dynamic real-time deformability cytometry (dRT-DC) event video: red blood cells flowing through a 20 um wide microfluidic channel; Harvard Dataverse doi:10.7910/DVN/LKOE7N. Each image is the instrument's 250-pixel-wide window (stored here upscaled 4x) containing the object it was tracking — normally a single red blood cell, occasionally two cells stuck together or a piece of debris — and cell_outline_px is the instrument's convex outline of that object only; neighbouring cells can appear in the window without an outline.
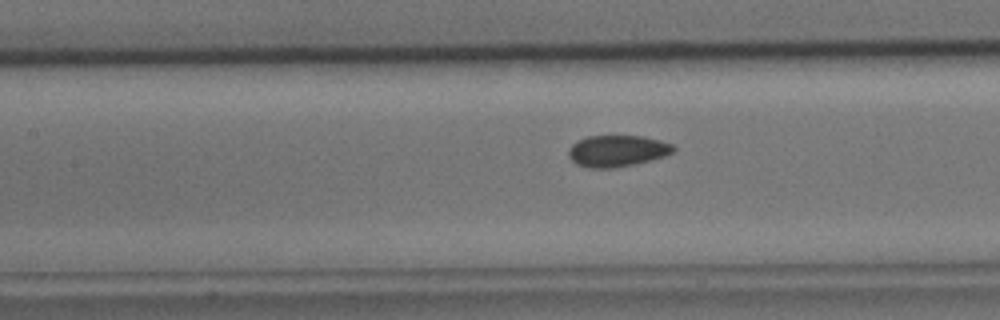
{"species": "common noctule bat (a hibernating species)", "species_latin": "Nyctalus noctula", "temperature_condition": "cold", "stored_images_in_passage": 24, "camera_frame_rate_fps": 3000, "um_per_image_px": 0.085, "animal": {"sex": "male", "body_mass_g": 15.6}, "frame": {"image": 1, "passage_image": 13, "time_ms": 4.0, "image_size_px": [1000, 320], "cell_outline_px": [[676, 148], [672, 152], [664, 156], [652, 160], [636, 164], [612, 168], [588, 168], [576, 164], [568, 156], [568, 148], [572, 144], [588, 136], [644, 136], [660, 140], [672, 144]], "centroid_in_image_um": [52.46, 12.83], "position_along_channel_um": 154.9, "area_um2": 19.31}}
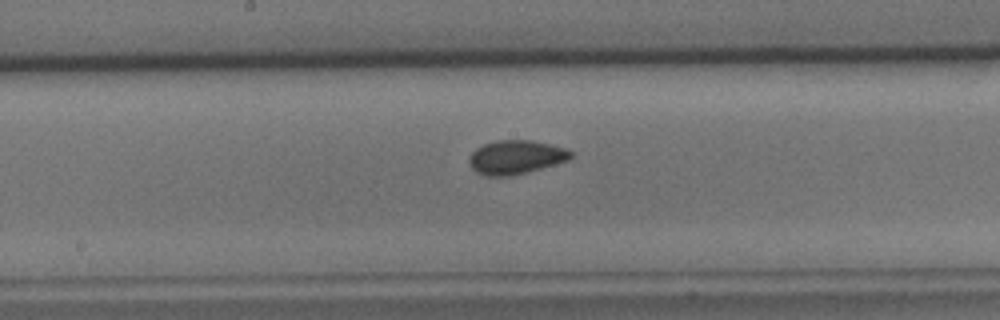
{"frame": {"image": 2, "passage_image": 17, "time_ms": 5.333, "image_size_px": [1000, 320], "cell_outline_px": [[572, 156], [568, 160], [540, 168], [508, 176], [484, 176], [476, 172], [468, 164], [468, 160], [472, 152], [476, 148], [484, 144], [496, 140], [532, 140], [564, 148], [572, 152]], "centroid_in_image_um": [43.79, 13.35], "position_along_channel_um": 204.4, "area_um2": 19.83}}
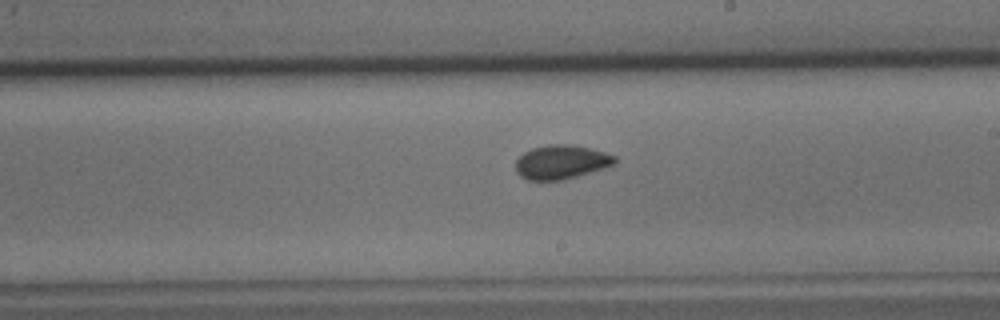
{"frame": {"image": 3, "passage_image": 20, "time_ms": 6.333, "image_size_px": [1000, 320], "cell_outline_px": [[616, 164], [604, 168], [564, 180], [528, 180], [520, 176], [516, 172], [516, 160], [524, 152], [532, 148], [548, 144], [572, 144], [604, 152], [616, 156]], "centroid_in_image_um": [47.7, 13.77], "position_along_channel_um": 241.3, "area_um2": 19.71}, "authors_computed_cell_mechanics": {"area_um2": 19.8254, "velocity_mm_per_s": 3.7223, "shape_relaxation_time_tau1_ms": null, "shape_relaxation_time_tau2_ms": 1.2874, "deformation_change_tau1": null, "deformation_change_tau2": 0.0413}}